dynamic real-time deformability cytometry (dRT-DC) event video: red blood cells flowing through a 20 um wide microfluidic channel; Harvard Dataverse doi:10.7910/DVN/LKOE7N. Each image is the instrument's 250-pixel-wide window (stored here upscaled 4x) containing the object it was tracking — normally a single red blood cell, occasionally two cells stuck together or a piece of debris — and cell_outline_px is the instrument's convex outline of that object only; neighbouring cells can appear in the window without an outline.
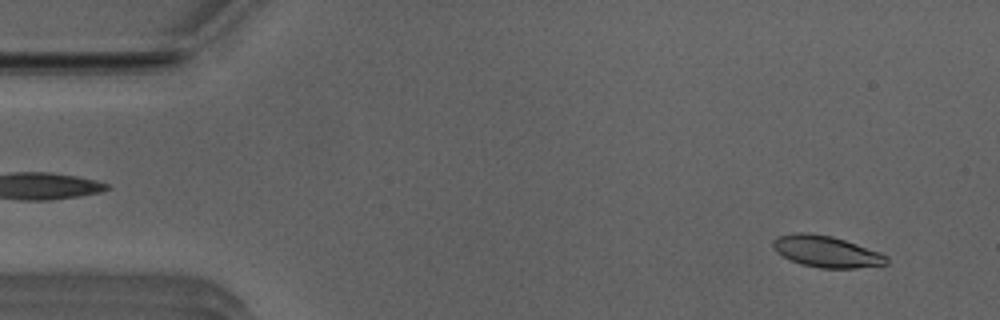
{"species": "Egyptian fruit bat (a non-hibernating species)", "species_latin": "Rousettus aegyptiacus", "temperature_condition": "room temperature", "stored_images_in_passage": 51, "camera_frame_rate_fps": 3000, "um_per_image_px": 0.085, "animal": {"sex": "male"}, "frame": {"image": 1, "passage_image": 3, "time_ms": 0.667, "image_size_px": [1000, 320], "cell_outline_px": [[888, 264], [856, 268], [820, 268], [800, 264], [788, 260], [776, 252], [772, 244], [772, 240], [780, 236], [796, 232], [804, 232], [832, 236], [880, 252], [888, 256]], "centroid_in_image_um": [70.22, 21.39], "position_along_channel_um": 14.8, "area_um2": 20.87}}
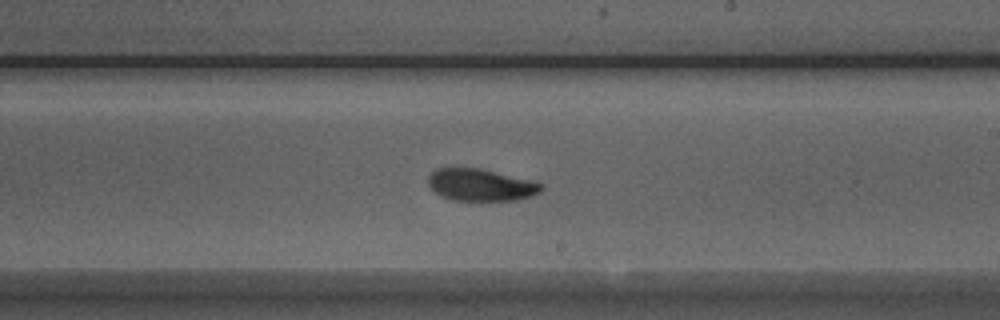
{"frame": {"image": 2, "passage_image": 29, "time_ms": 9.333, "image_size_px": [1000, 320], "cell_outline_px": [[544, 188], [540, 192], [532, 196], [516, 200], [452, 200], [440, 196], [428, 184], [428, 176], [436, 168], [480, 168], [532, 180], [544, 184]], "centroid_in_image_um": [40.89, 15.71], "position_along_channel_um": 248.1, "area_um2": 21.21}}
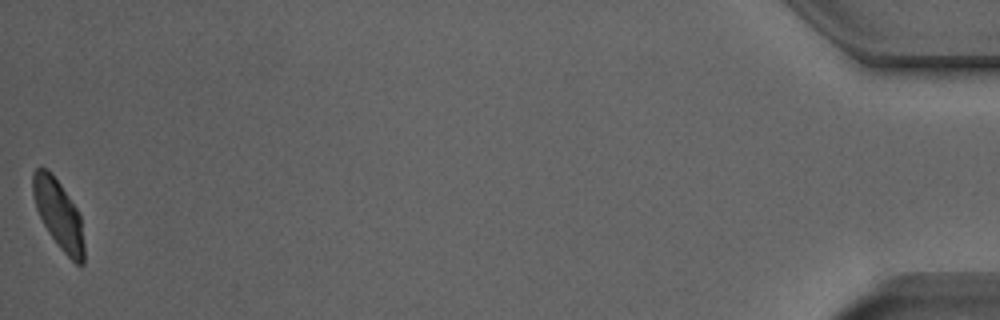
{"frame": {"image": 3, "passage_image": 51, "time_ms": 16.667, "image_size_px": [1000, 320], "cell_outline_px": [[84, 264], [76, 264], [60, 248], [48, 232], [36, 208], [32, 192], [32, 172], [36, 168], [48, 168], [52, 172], [76, 208], [80, 216], [84, 244]], "centroid_in_image_um": [4.96, 18.19], "position_along_channel_um": 430.2, "area_um2": 20.4}, "authors_computed_cell_mechanics": {"area_um2": 21.1548, "velocity_mm_per_s": 3.9079, "shape_relaxation_time_tau1_ms": 3.1488, "shape_relaxation_time_tau2_ms": 1.0273, "deformation_change_tau1": 0.1707, "deformation_change_tau2": 0.0611}}